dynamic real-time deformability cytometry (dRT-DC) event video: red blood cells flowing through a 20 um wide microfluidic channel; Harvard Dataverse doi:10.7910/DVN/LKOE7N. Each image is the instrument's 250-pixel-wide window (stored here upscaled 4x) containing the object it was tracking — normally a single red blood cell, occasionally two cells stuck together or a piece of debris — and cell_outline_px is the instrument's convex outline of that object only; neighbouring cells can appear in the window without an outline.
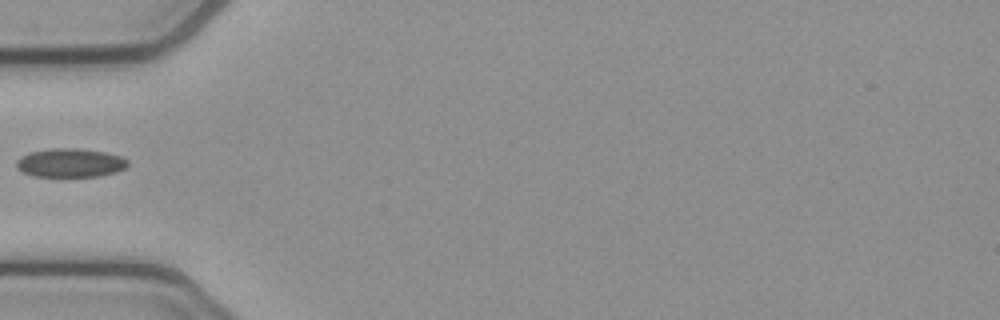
{"species": "common noctule bat (a hibernating species)", "species_latin": "Nyctalus noctula", "temperature_condition": "cold", "stored_images_in_passage": 6, "camera_frame_rate_fps": 3000, "um_per_image_px": 0.085, "animal": {"sex": "female", "body_mass_g": 21.9}, "frame": {"image": 1, "passage_image": 1, "time_ms": 0.0, "image_size_px": [1000, 320], "cell_outline_px": [[128, 164], [124, 168], [116, 172], [100, 176], [32, 176], [16, 168], [16, 160], [28, 152], [52, 148], [76, 148], [104, 152], [120, 156], [128, 160]], "centroid_in_image_um": [5.95, 13.84], "position_along_channel_um": 79.1, "area_um2": 18.61}}